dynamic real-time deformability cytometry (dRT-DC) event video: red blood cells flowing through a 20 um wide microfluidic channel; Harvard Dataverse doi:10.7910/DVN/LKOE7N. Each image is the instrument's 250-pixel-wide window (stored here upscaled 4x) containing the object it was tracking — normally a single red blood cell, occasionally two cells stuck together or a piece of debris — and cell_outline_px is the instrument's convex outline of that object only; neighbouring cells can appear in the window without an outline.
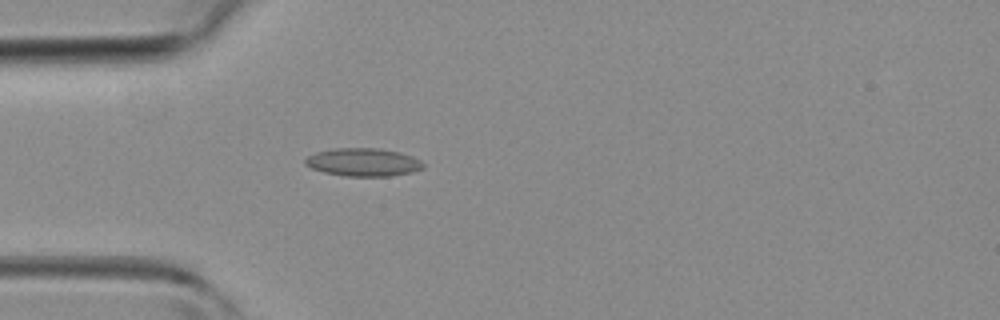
{"species": "common noctule bat (a hibernating species)", "species_latin": "Nyctalus noctula", "temperature_condition": "room temperature", "stored_images_in_passage": 33, "camera_frame_rate_fps": 3000, "um_per_image_px": 0.085, "animal": {"sex": "female", "body_mass_g": 19.3, "forearm_length_mm": 54.1}, "frame": {"image": 1, "passage_image": 3, "time_ms": 0.667, "image_size_px": [1000, 320], "cell_outline_px": [[424, 168], [412, 172], [392, 176], [344, 176], [324, 172], [312, 168], [304, 164], [304, 160], [308, 156], [316, 152], [332, 148], [380, 148], [400, 152], [412, 156], [420, 160], [424, 164]], "centroid_in_image_um": [30.88, 13.78], "position_along_channel_um": 54.1, "area_um2": 19.42}}
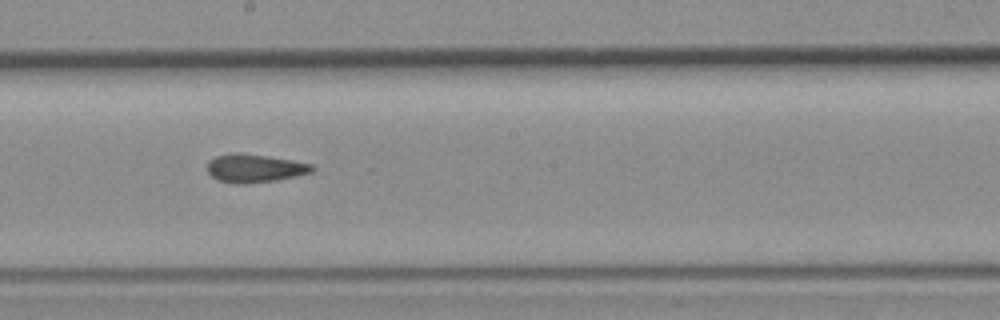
{"frame": {"image": 2, "passage_image": 14, "time_ms": 4.333, "image_size_px": [1000, 320], "cell_outline_px": [[316, 168], [312, 172], [276, 180], [248, 184], [236, 184], [216, 180], [208, 172], [208, 160], [216, 156], [232, 152], [240, 152], [268, 156], [292, 160], [312, 164]], "centroid_in_image_um": [21.62, 14.3], "position_along_channel_um": 226.6, "area_um2": 17.46}}
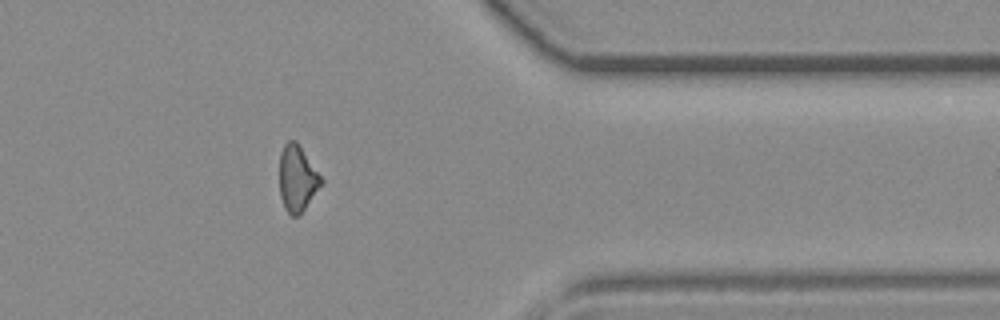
{"frame": {"image": 3, "passage_image": 25, "time_ms": 8.0, "image_size_px": [1000, 320], "cell_outline_px": [[324, 184], [300, 216], [292, 216], [284, 208], [280, 196], [280, 152], [284, 144], [288, 140], [296, 140], [324, 180]], "centroid_in_image_um": [25.29, 15.2], "position_along_channel_um": 386.1, "area_um2": 16.42}}